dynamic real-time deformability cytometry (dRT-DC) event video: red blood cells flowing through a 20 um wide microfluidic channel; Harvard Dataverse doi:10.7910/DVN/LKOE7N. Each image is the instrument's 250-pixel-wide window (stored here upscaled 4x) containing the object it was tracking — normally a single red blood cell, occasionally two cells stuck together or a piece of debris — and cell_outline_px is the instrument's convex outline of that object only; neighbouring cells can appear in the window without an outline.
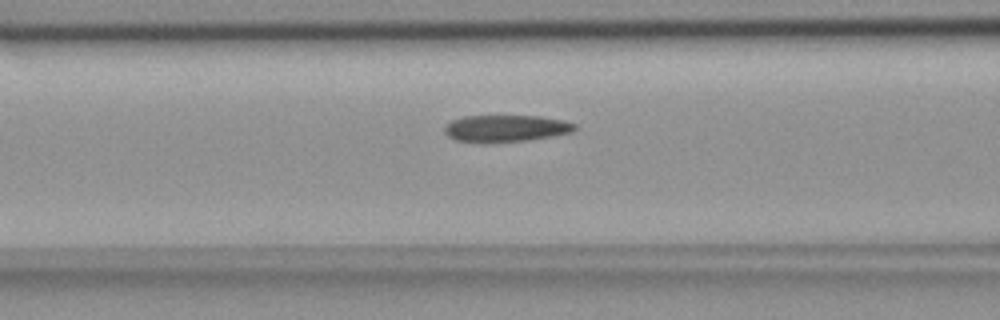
{"species": "common noctule bat (a hibernating species)", "species_latin": "Nyctalus noctula", "temperature_condition": "room temperature", "stored_images_in_passage": 20, "camera_frame_rate_fps": 3000, "um_per_image_px": 0.085, "animal": {"sex": "female", "body_mass_g": 18.4}, "frame": {"image": 1, "passage_image": 10, "time_ms": 3.0, "image_size_px": [1000, 320], "cell_outline_px": [[576, 128], [572, 132], [552, 136], [528, 140], [456, 140], [448, 136], [444, 132], [444, 128], [452, 120], [464, 116], [540, 116], [564, 120], [576, 124]], "centroid_in_image_um": [43.06, 10.87], "position_along_channel_um": 123.5, "area_um2": 19.59}}
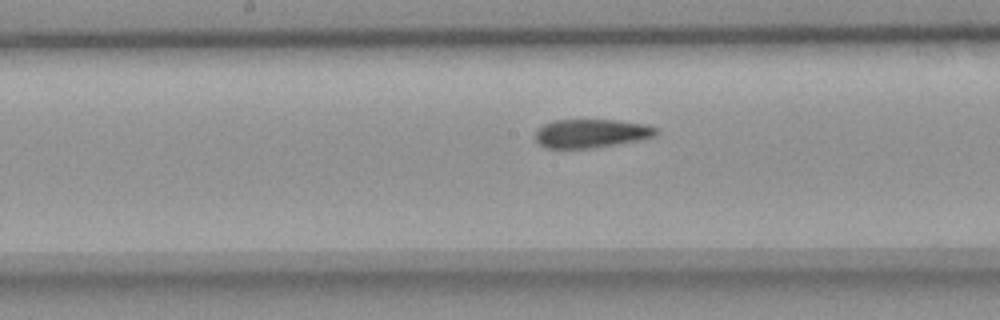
{"frame": {"image": 2, "passage_image": 16, "time_ms": 5.0, "image_size_px": [1000, 320], "cell_outline_px": [[660, 132], [652, 136], [636, 140], [616, 144], [592, 148], [544, 148], [536, 140], [536, 132], [544, 124], [552, 120], [616, 120], [644, 124], [656, 128]], "centroid_in_image_um": [50.22, 11.33], "position_along_channel_um": 198.0, "area_um2": 19.88}}
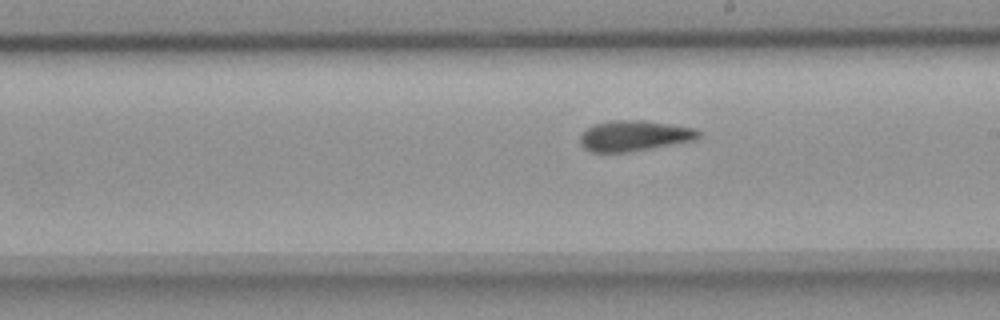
{"frame": {"image": 3, "passage_image": 19, "time_ms": 6.0, "image_size_px": [1000, 320], "cell_outline_px": [[700, 136], [696, 140], [628, 152], [592, 152], [584, 148], [580, 144], [580, 132], [584, 128], [596, 124], [612, 120], [644, 120], [696, 128], [700, 132]], "centroid_in_image_um": [53.89, 11.53], "position_along_channel_um": 235.1, "area_um2": 21.27}}